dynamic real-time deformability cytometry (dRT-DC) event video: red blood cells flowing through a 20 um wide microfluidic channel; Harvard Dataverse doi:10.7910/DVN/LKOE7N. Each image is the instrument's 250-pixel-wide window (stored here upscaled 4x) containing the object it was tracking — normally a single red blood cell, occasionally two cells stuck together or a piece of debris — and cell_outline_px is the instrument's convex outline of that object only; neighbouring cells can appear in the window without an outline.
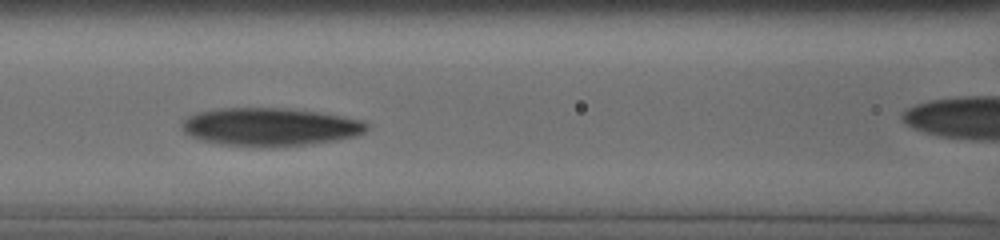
{"species": "human", "species_latin": "Homo sapiens", "temperature_condition": "cold", "stored_images_in_passage": 16, "camera_frame_rate_fps": 3000, "um_per_image_px": 0.085, "donor": {"sex": "male"}, "frame": {"image": 1, "passage_image": 12, "time_ms": 6.667, "image_size_px": [1000, 240], "cell_outline_px": [[368, 128], [364, 132], [356, 136], [336, 140], [308, 144], [260, 148], [220, 144], [200, 140], [184, 132], [184, 120], [188, 116], [196, 112], [220, 108], [284, 108], [316, 112], [364, 120], [368, 124]], "centroid_in_image_um": [22.96, 10.79], "position_along_channel_um": 143.6, "area_um2": 41.04}}
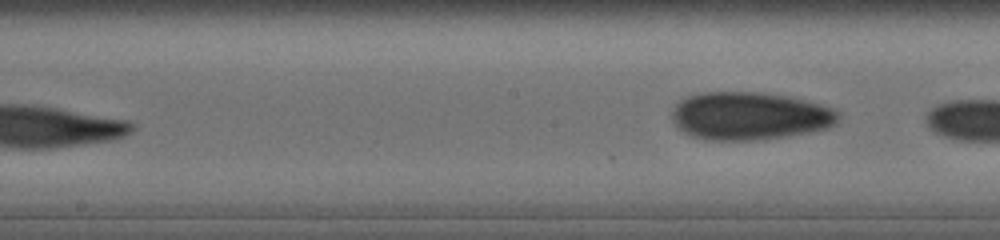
{"frame": {"image": 2, "passage_image": 16, "time_ms": 9.333, "image_size_px": [1000, 240], "cell_outline_px": [[840, 116], [836, 124], [828, 128], [812, 132], [788, 136], [756, 140], [704, 140], [692, 136], [676, 128], [672, 120], [672, 112], [676, 104], [680, 100], [688, 96], [700, 92], [760, 92], [788, 96], [832, 108], [840, 112]], "centroid_in_image_um": [63.7, 9.86], "position_along_channel_um": 184.5, "area_um2": 46.76}}